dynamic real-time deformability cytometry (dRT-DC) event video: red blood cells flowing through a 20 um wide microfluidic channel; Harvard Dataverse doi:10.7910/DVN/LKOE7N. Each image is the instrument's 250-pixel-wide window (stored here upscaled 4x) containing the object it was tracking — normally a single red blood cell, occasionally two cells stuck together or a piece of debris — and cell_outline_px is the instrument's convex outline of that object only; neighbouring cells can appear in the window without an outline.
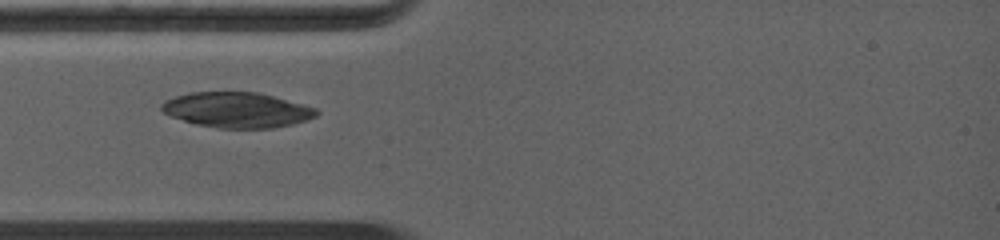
{"species": "common noctule bat (a hibernating species)", "species_latin": "Nyctalus noctula", "temperature_condition": "warm", "stored_images_in_passage": 5, "camera_frame_rate_fps": 5000, "um_per_image_px": 0.085, "animal": {"sex": "female", "body_mass_g": 19.0, "forearm_length_mm": 56.7}, "frame": {"image": 1, "passage_image": 3, "time_ms": 1.0, "image_size_px": [1000, 240], "cell_outline_px": [[320, 112], [316, 116], [292, 124], [268, 128], [220, 128], [200, 124], [184, 120], [172, 116], [164, 112], [160, 108], [160, 104], [164, 100], [176, 96], [192, 92], [256, 92], [272, 96], [316, 108]], "centroid_in_image_um": [20.13, 9.33], "position_along_channel_um": 64.9, "area_um2": 31.33}}
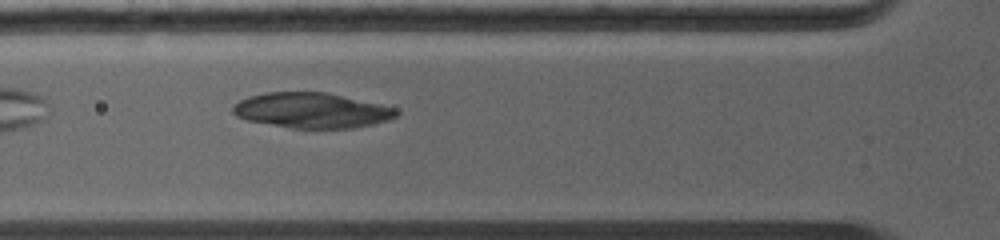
{"frame": {"image": 2, "passage_image": 5, "time_ms": 1.8, "image_size_px": [1000, 240], "cell_outline_px": [[400, 112], [396, 116], [388, 120], [372, 124], [348, 128], [292, 128], [248, 120], [236, 116], [232, 112], [232, 104], [248, 96], [268, 92], [324, 92], [380, 104], [396, 108]], "centroid_in_image_um": [26.47, 9.38], "position_along_channel_um": 99.3, "area_um2": 33.35}}